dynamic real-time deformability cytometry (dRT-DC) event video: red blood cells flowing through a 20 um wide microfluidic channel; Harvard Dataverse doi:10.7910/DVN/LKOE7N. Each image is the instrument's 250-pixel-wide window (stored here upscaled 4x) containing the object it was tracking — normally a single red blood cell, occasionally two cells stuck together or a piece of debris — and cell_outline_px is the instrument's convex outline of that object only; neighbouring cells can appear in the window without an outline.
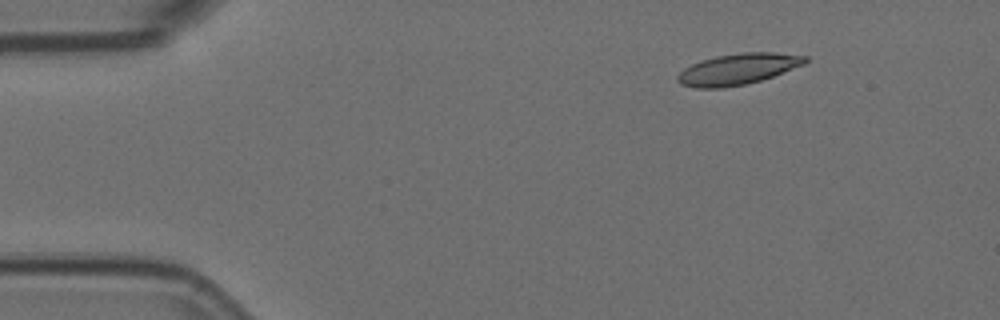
{"species": "Egyptian fruit bat (a non-hibernating species)", "species_latin": "Rousettus aegyptiacus", "temperature_condition": "room temperature", "stored_images_in_passage": 9, "camera_frame_rate_fps": 3000, "um_per_image_px": 0.085, "animal": {"sex": "female"}, "frame": {"image": 1, "passage_image": 2, "time_ms": 0.333, "image_size_px": [1000, 320], "cell_outline_px": [[808, 60], [804, 64], [772, 76], [760, 80], [744, 84], [724, 88], [696, 88], [680, 84], [676, 80], [676, 76], [684, 68], [700, 60], [716, 56], [740, 52], [776, 52], [808, 56]], "centroid_in_image_um": [62.69, 5.86], "position_along_channel_um": 22.3, "area_um2": 23.12}}
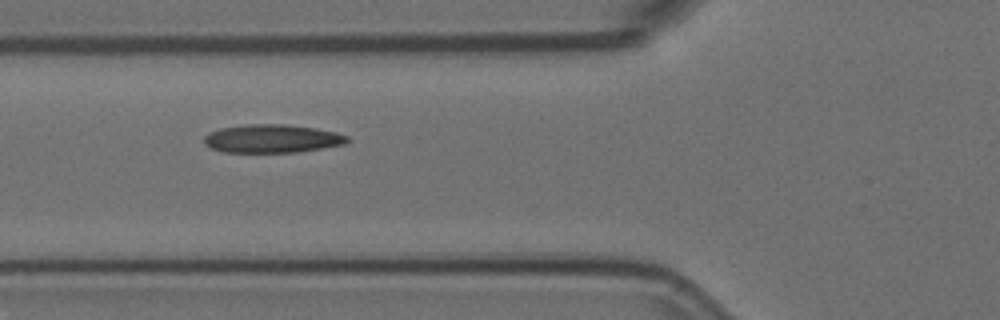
{"frame": {"image": 2, "passage_image": 6, "time_ms": 1.667, "image_size_px": [1000, 320], "cell_outline_px": [[352, 140], [344, 144], [296, 152], [224, 152], [212, 148], [204, 144], [204, 136], [208, 132], [220, 128], [244, 124], [284, 124], [316, 128], [336, 132], [348, 136]], "centroid_in_image_um": [23.12, 11.77], "position_along_channel_um": 102.7, "area_um2": 23.7}}
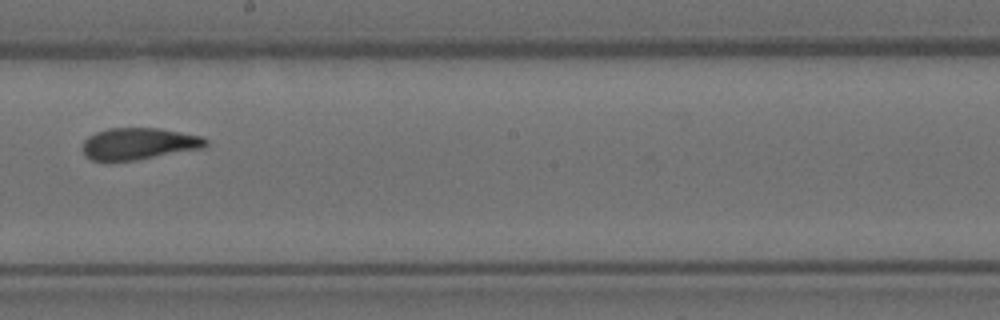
{"frame": {"image": 3, "passage_image": 9, "time_ms": 2.667, "image_size_px": [1000, 320], "cell_outline_px": [[208, 144], [204, 148], [136, 160], [92, 160], [84, 156], [84, 140], [88, 136], [96, 132], [108, 128], [160, 128], [200, 136], [208, 140]], "centroid_in_image_um": [11.82, 12.21], "position_along_channel_um": 236.4, "area_um2": 22.66}}